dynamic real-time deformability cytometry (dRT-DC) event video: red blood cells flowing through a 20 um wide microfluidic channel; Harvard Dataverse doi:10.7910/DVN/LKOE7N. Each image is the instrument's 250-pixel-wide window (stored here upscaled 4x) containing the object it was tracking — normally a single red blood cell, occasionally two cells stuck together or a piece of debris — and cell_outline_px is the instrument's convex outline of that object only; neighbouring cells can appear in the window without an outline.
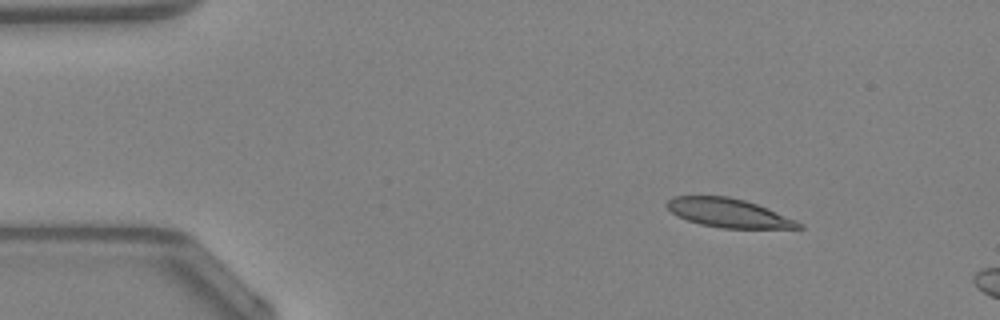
{"species": "Egyptian fruit bat (a non-hibernating species)", "species_latin": "Rousettus aegyptiacus", "temperature_condition": "warm", "stored_images_in_passage": 12, "camera_frame_rate_fps": 3000, "um_per_image_px": 0.085, "animal": {"sex": "female"}, "frame": {"image": 1, "passage_image": 6, "time_ms": 1.667, "image_size_px": [1000, 320], "cell_outline_px": [[804, 228], [724, 228], [704, 224], [688, 220], [672, 212], [668, 208], [668, 200], [676, 196], [724, 196], [744, 200], [756, 204], [792, 220], [800, 224]], "centroid_in_image_um": [61.88, 18.09], "position_along_channel_um": 23.1, "area_um2": 21.1}}